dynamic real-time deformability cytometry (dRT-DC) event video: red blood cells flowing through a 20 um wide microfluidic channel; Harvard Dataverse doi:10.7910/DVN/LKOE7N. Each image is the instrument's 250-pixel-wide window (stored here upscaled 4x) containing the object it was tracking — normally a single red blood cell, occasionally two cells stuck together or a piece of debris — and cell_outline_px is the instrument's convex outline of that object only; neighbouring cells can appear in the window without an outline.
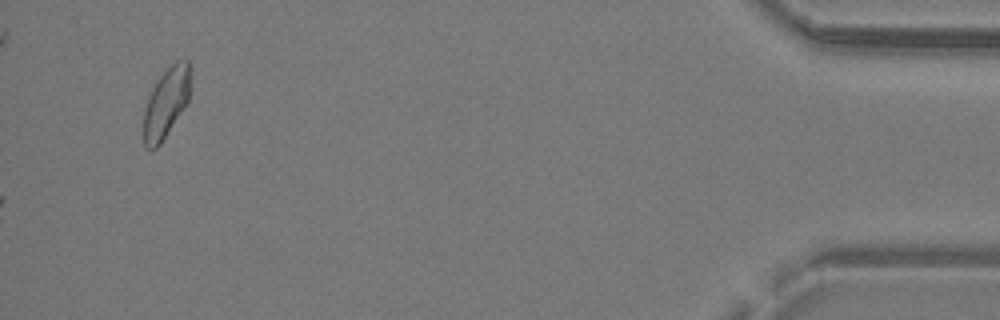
{"species": "common noctule bat (a hibernating species)", "species_latin": "Nyctalus noctula", "temperature_condition": "warm", "stored_images_in_passage": 31, "camera_frame_rate_fps": 3000, "um_per_image_px": 0.085, "animal": {"sex": "male", "body_mass_g": 19.2, "forearm_length_mm": 51.8}, "frame": {"image": 1, "passage_image": 31, "time_ms": 10.0, "image_size_px": [1000, 320], "cell_outline_px": [[188, 100], [160, 144], [156, 148], [148, 148], [144, 144], [144, 108], [148, 96], [152, 88], [160, 76], [176, 60], [188, 56]], "centroid_in_image_um": [14.09, 8.71], "position_along_channel_um": 421.1, "area_um2": 18.44}}